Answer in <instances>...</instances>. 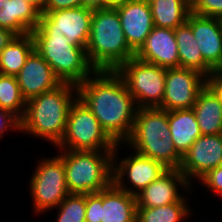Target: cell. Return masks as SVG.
Here are the masks:
<instances>
[{"label": "cell", "instance_id": "1", "mask_svg": "<svg viewBox=\"0 0 222 222\" xmlns=\"http://www.w3.org/2000/svg\"><path fill=\"white\" fill-rule=\"evenodd\" d=\"M78 98L117 144H124L135 121L137 105L116 71L95 70L78 86Z\"/></svg>", "mask_w": 222, "mask_h": 222}, {"label": "cell", "instance_id": "2", "mask_svg": "<svg viewBox=\"0 0 222 222\" xmlns=\"http://www.w3.org/2000/svg\"><path fill=\"white\" fill-rule=\"evenodd\" d=\"M77 97L76 85L61 83L53 90L29 99L20 132L47 140L57 147L66 131L68 112Z\"/></svg>", "mask_w": 222, "mask_h": 222}, {"label": "cell", "instance_id": "3", "mask_svg": "<svg viewBox=\"0 0 222 222\" xmlns=\"http://www.w3.org/2000/svg\"><path fill=\"white\" fill-rule=\"evenodd\" d=\"M86 55L95 70L116 71L135 52L129 47L115 7L93 9Z\"/></svg>", "mask_w": 222, "mask_h": 222}, {"label": "cell", "instance_id": "4", "mask_svg": "<svg viewBox=\"0 0 222 222\" xmlns=\"http://www.w3.org/2000/svg\"><path fill=\"white\" fill-rule=\"evenodd\" d=\"M134 152L179 169L182 156L171 140L168 111L160 108H138L129 137L124 141Z\"/></svg>", "mask_w": 222, "mask_h": 222}, {"label": "cell", "instance_id": "5", "mask_svg": "<svg viewBox=\"0 0 222 222\" xmlns=\"http://www.w3.org/2000/svg\"><path fill=\"white\" fill-rule=\"evenodd\" d=\"M61 150L69 193H97L113 183V152Z\"/></svg>", "mask_w": 222, "mask_h": 222}, {"label": "cell", "instance_id": "6", "mask_svg": "<svg viewBox=\"0 0 222 222\" xmlns=\"http://www.w3.org/2000/svg\"><path fill=\"white\" fill-rule=\"evenodd\" d=\"M34 49L50 65L61 83L78 86L95 69L86 55V48L70 44L64 34L31 33Z\"/></svg>", "mask_w": 222, "mask_h": 222}, {"label": "cell", "instance_id": "7", "mask_svg": "<svg viewBox=\"0 0 222 222\" xmlns=\"http://www.w3.org/2000/svg\"><path fill=\"white\" fill-rule=\"evenodd\" d=\"M116 143L101 128L99 121L78 97L67 117L65 134L56 147L72 151L114 150Z\"/></svg>", "mask_w": 222, "mask_h": 222}, {"label": "cell", "instance_id": "8", "mask_svg": "<svg viewBox=\"0 0 222 222\" xmlns=\"http://www.w3.org/2000/svg\"><path fill=\"white\" fill-rule=\"evenodd\" d=\"M116 72L124 80L138 108H159L165 92L166 68L143 62L136 57Z\"/></svg>", "mask_w": 222, "mask_h": 222}, {"label": "cell", "instance_id": "9", "mask_svg": "<svg viewBox=\"0 0 222 222\" xmlns=\"http://www.w3.org/2000/svg\"><path fill=\"white\" fill-rule=\"evenodd\" d=\"M30 179L34 211L46 213L56 208L69 194L62 158L57 155L41 159Z\"/></svg>", "mask_w": 222, "mask_h": 222}, {"label": "cell", "instance_id": "10", "mask_svg": "<svg viewBox=\"0 0 222 222\" xmlns=\"http://www.w3.org/2000/svg\"><path fill=\"white\" fill-rule=\"evenodd\" d=\"M93 8L83 6L57 11H43L38 26L31 33L64 34L70 44L86 48Z\"/></svg>", "mask_w": 222, "mask_h": 222}, {"label": "cell", "instance_id": "11", "mask_svg": "<svg viewBox=\"0 0 222 222\" xmlns=\"http://www.w3.org/2000/svg\"><path fill=\"white\" fill-rule=\"evenodd\" d=\"M119 146L121 147L120 143H117L113 152V183L128 194L135 196L168 170L161 162L136 152L117 163L118 160L115 157H118L116 151ZM124 180L128 182V186H131L127 187Z\"/></svg>", "mask_w": 222, "mask_h": 222}, {"label": "cell", "instance_id": "12", "mask_svg": "<svg viewBox=\"0 0 222 222\" xmlns=\"http://www.w3.org/2000/svg\"><path fill=\"white\" fill-rule=\"evenodd\" d=\"M207 77L201 72L187 68H168L165 76V92L160 109L182 110L194 106Z\"/></svg>", "mask_w": 222, "mask_h": 222}, {"label": "cell", "instance_id": "13", "mask_svg": "<svg viewBox=\"0 0 222 222\" xmlns=\"http://www.w3.org/2000/svg\"><path fill=\"white\" fill-rule=\"evenodd\" d=\"M221 165L222 133L201 135L183 155L179 170L192 184V178L199 180L208 171Z\"/></svg>", "mask_w": 222, "mask_h": 222}, {"label": "cell", "instance_id": "14", "mask_svg": "<svg viewBox=\"0 0 222 222\" xmlns=\"http://www.w3.org/2000/svg\"><path fill=\"white\" fill-rule=\"evenodd\" d=\"M191 187L193 185L179 169H168L157 180L135 195L137 207H160L178 201H186L187 198L182 193L180 194L179 188L189 192Z\"/></svg>", "mask_w": 222, "mask_h": 222}, {"label": "cell", "instance_id": "15", "mask_svg": "<svg viewBox=\"0 0 222 222\" xmlns=\"http://www.w3.org/2000/svg\"><path fill=\"white\" fill-rule=\"evenodd\" d=\"M129 47L136 53L154 27L148 0H128L114 6Z\"/></svg>", "mask_w": 222, "mask_h": 222}, {"label": "cell", "instance_id": "16", "mask_svg": "<svg viewBox=\"0 0 222 222\" xmlns=\"http://www.w3.org/2000/svg\"><path fill=\"white\" fill-rule=\"evenodd\" d=\"M192 29L203 60L222 70V19L189 13L186 21Z\"/></svg>", "mask_w": 222, "mask_h": 222}, {"label": "cell", "instance_id": "17", "mask_svg": "<svg viewBox=\"0 0 222 222\" xmlns=\"http://www.w3.org/2000/svg\"><path fill=\"white\" fill-rule=\"evenodd\" d=\"M135 57L162 68H179L180 61L174 29L154 26L145 43L135 53Z\"/></svg>", "mask_w": 222, "mask_h": 222}, {"label": "cell", "instance_id": "18", "mask_svg": "<svg viewBox=\"0 0 222 222\" xmlns=\"http://www.w3.org/2000/svg\"><path fill=\"white\" fill-rule=\"evenodd\" d=\"M16 78L26 101L61 84L50 65L35 49L27 57Z\"/></svg>", "mask_w": 222, "mask_h": 222}, {"label": "cell", "instance_id": "19", "mask_svg": "<svg viewBox=\"0 0 222 222\" xmlns=\"http://www.w3.org/2000/svg\"><path fill=\"white\" fill-rule=\"evenodd\" d=\"M41 12L22 0H0V27L16 36L31 33L39 24Z\"/></svg>", "mask_w": 222, "mask_h": 222}, {"label": "cell", "instance_id": "20", "mask_svg": "<svg viewBox=\"0 0 222 222\" xmlns=\"http://www.w3.org/2000/svg\"><path fill=\"white\" fill-rule=\"evenodd\" d=\"M136 197L114 183L100 191L101 222H136Z\"/></svg>", "mask_w": 222, "mask_h": 222}, {"label": "cell", "instance_id": "21", "mask_svg": "<svg viewBox=\"0 0 222 222\" xmlns=\"http://www.w3.org/2000/svg\"><path fill=\"white\" fill-rule=\"evenodd\" d=\"M192 109L202 135L222 133V102L208 84L199 92Z\"/></svg>", "mask_w": 222, "mask_h": 222}, {"label": "cell", "instance_id": "22", "mask_svg": "<svg viewBox=\"0 0 222 222\" xmlns=\"http://www.w3.org/2000/svg\"><path fill=\"white\" fill-rule=\"evenodd\" d=\"M168 124L174 147L183 157L193 142L202 135L194 110L190 108L168 111Z\"/></svg>", "mask_w": 222, "mask_h": 222}, {"label": "cell", "instance_id": "23", "mask_svg": "<svg viewBox=\"0 0 222 222\" xmlns=\"http://www.w3.org/2000/svg\"><path fill=\"white\" fill-rule=\"evenodd\" d=\"M181 68L194 69L206 77L214 70L203 60L191 26L185 22L174 29Z\"/></svg>", "mask_w": 222, "mask_h": 222}, {"label": "cell", "instance_id": "24", "mask_svg": "<svg viewBox=\"0 0 222 222\" xmlns=\"http://www.w3.org/2000/svg\"><path fill=\"white\" fill-rule=\"evenodd\" d=\"M156 27L176 29L187 21L190 0H148Z\"/></svg>", "mask_w": 222, "mask_h": 222}, {"label": "cell", "instance_id": "25", "mask_svg": "<svg viewBox=\"0 0 222 222\" xmlns=\"http://www.w3.org/2000/svg\"><path fill=\"white\" fill-rule=\"evenodd\" d=\"M33 50L31 33L15 36L0 53V73L16 76Z\"/></svg>", "mask_w": 222, "mask_h": 222}, {"label": "cell", "instance_id": "26", "mask_svg": "<svg viewBox=\"0 0 222 222\" xmlns=\"http://www.w3.org/2000/svg\"><path fill=\"white\" fill-rule=\"evenodd\" d=\"M187 201H178L160 207H137L136 222H181L189 218Z\"/></svg>", "mask_w": 222, "mask_h": 222}, {"label": "cell", "instance_id": "27", "mask_svg": "<svg viewBox=\"0 0 222 222\" xmlns=\"http://www.w3.org/2000/svg\"><path fill=\"white\" fill-rule=\"evenodd\" d=\"M26 102L21 94L16 76L0 73V108L10 111L21 120Z\"/></svg>", "mask_w": 222, "mask_h": 222}, {"label": "cell", "instance_id": "28", "mask_svg": "<svg viewBox=\"0 0 222 222\" xmlns=\"http://www.w3.org/2000/svg\"><path fill=\"white\" fill-rule=\"evenodd\" d=\"M55 209L56 222H86V194L69 193Z\"/></svg>", "mask_w": 222, "mask_h": 222}, {"label": "cell", "instance_id": "29", "mask_svg": "<svg viewBox=\"0 0 222 222\" xmlns=\"http://www.w3.org/2000/svg\"><path fill=\"white\" fill-rule=\"evenodd\" d=\"M191 12L222 19V0H190Z\"/></svg>", "mask_w": 222, "mask_h": 222}, {"label": "cell", "instance_id": "30", "mask_svg": "<svg viewBox=\"0 0 222 222\" xmlns=\"http://www.w3.org/2000/svg\"><path fill=\"white\" fill-rule=\"evenodd\" d=\"M199 181L203 187L222 197V165L208 171Z\"/></svg>", "mask_w": 222, "mask_h": 222}, {"label": "cell", "instance_id": "31", "mask_svg": "<svg viewBox=\"0 0 222 222\" xmlns=\"http://www.w3.org/2000/svg\"><path fill=\"white\" fill-rule=\"evenodd\" d=\"M86 222H101L100 219V191L86 194Z\"/></svg>", "mask_w": 222, "mask_h": 222}, {"label": "cell", "instance_id": "32", "mask_svg": "<svg viewBox=\"0 0 222 222\" xmlns=\"http://www.w3.org/2000/svg\"><path fill=\"white\" fill-rule=\"evenodd\" d=\"M8 129L21 130V120L13 113L0 108V140Z\"/></svg>", "mask_w": 222, "mask_h": 222}, {"label": "cell", "instance_id": "33", "mask_svg": "<svg viewBox=\"0 0 222 222\" xmlns=\"http://www.w3.org/2000/svg\"><path fill=\"white\" fill-rule=\"evenodd\" d=\"M83 6V0H45L43 5V11H57Z\"/></svg>", "mask_w": 222, "mask_h": 222}, {"label": "cell", "instance_id": "34", "mask_svg": "<svg viewBox=\"0 0 222 222\" xmlns=\"http://www.w3.org/2000/svg\"><path fill=\"white\" fill-rule=\"evenodd\" d=\"M207 84L213 89L222 102V70H214L207 77Z\"/></svg>", "mask_w": 222, "mask_h": 222}, {"label": "cell", "instance_id": "35", "mask_svg": "<svg viewBox=\"0 0 222 222\" xmlns=\"http://www.w3.org/2000/svg\"><path fill=\"white\" fill-rule=\"evenodd\" d=\"M16 35L0 27V53Z\"/></svg>", "mask_w": 222, "mask_h": 222}, {"label": "cell", "instance_id": "36", "mask_svg": "<svg viewBox=\"0 0 222 222\" xmlns=\"http://www.w3.org/2000/svg\"><path fill=\"white\" fill-rule=\"evenodd\" d=\"M83 1H84V6H87L93 9L107 7L104 4L103 0H83Z\"/></svg>", "mask_w": 222, "mask_h": 222}, {"label": "cell", "instance_id": "37", "mask_svg": "<svg viewBox=\"0 0 222 222\" xmlns=\"http://www.w3.org/2000/svg\"><path fill=\"white\" fill-rule=\"evenodd\" d=\"M22 1L32 4L41 12V14L43 13V5L45 0H22Z\"/></svg>", "mask_w": 222, "mask_h": 222}, {"label": "cell", "instance_id": "38", "mask_svg": "<svg viewBox=\"0 0 222 222\" xmlns=\"http://www.w3.org/2000/svg\"><path fill=\"white\" fill-rule=\"evenodd\" d=\"M103 1L106 6L114 7L115 5H118L120 3H124L128 0H103Z\"/></svg>", "mask_w": 222, "mask_h": 222}]
</instances>
